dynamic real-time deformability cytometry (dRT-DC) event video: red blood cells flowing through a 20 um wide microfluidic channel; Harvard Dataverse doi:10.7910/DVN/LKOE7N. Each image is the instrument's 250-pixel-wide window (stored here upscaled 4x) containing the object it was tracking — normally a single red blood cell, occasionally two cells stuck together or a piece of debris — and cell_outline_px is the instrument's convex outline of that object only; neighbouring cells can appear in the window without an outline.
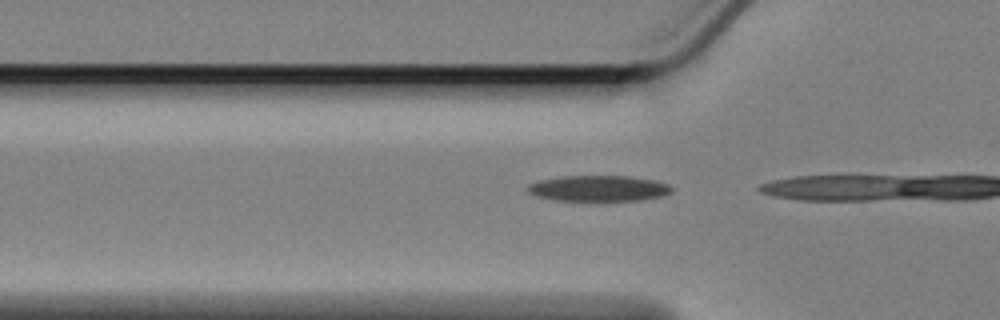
{"species": "Egyptian fruit bat (a non-hibernating species)", "species_latin": "Rousettus aegyptiacus", "temperature_condition": "cold", "stored_images_in_passage": 7, "camera_frame_rate_fps": 3000, "um_per_image_px": 0.085, "animal": {"sex": "female"}, "frame": {"image": 1, "passage_image": 5, "time_ms": 1.333, "image_size_px": [1000, 320], "cell_outline_px": [[672, 192], [660, 196], [640, 200], [556, 200], [536, 196], [528, 192], [528, 184], [540, 180], [560, 176], [628, 176], [652, 180], [668, 184], [672, 188]], "centroid_in_image_um": [50.85, 16.0], "position_along_channel_um": 74.9, "area_um2": 21.39}}